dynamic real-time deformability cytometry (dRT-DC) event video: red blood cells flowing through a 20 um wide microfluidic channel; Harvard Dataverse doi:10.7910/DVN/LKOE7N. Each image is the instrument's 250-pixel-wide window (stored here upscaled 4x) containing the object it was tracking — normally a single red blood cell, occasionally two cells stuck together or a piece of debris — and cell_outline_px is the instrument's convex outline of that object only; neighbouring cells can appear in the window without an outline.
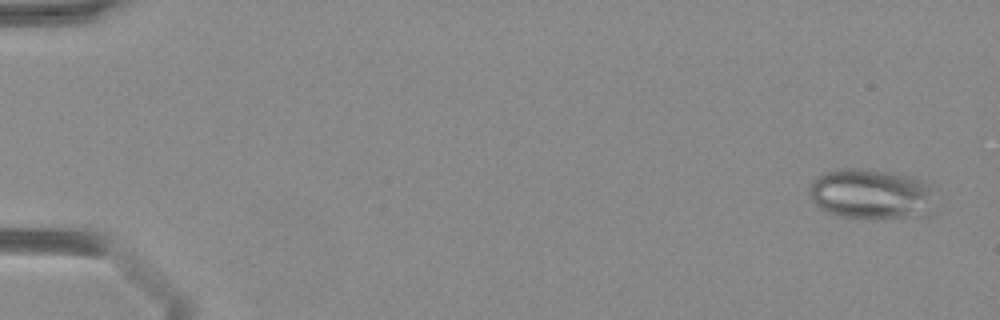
{"species": "Egyptian fruit bat (a non-hibernating species)", "species_latin": "Rousettus aegyptiacus", "temperature_condition": "warm", "stored_images_in_passage": 11, "camera_frame_rate_fps": 3000, "um_per_image_px": 0.085, "animal": {"sex": "female"}, "frame": {"image": 1, "passage_image": 1, "time_ms": 0.0, "image_size_px": [1000, 320], "cell_outline_px": [[932, 216], [844, 216], [828, 212], [820, 208], [812, 200], [812, 180], [816, 176], [824, 172], [844, 168], [864, 168], [888, 172], [904, 176], [928, 184]], "centroid_in_image_um": [73.98, 16.46], "position_along_channel_um": 11.0, "area_um2": 35.37}}